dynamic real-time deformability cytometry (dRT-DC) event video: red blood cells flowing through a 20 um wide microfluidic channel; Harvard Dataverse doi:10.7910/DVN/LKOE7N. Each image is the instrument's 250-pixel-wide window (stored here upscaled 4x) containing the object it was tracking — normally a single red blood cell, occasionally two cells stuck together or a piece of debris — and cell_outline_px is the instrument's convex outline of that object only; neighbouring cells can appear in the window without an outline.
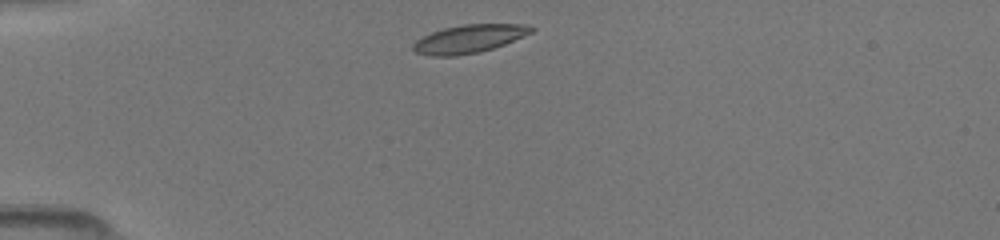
{"species": "common noctule bat (a hibernating species)", "species_latin": "Nyctalus noctula", "temperature_condition": "room temperature", "stored_images_in_passage": 37, "camera_frame_rate_fps": 3000, "um_per_image_px": 0.085, "animal": {"sex": "female", "body_mass_g": 19.5, "forearm_length_mm": 54.1}, "frame": {"image": 1, "passage_image": 1, "time_ms": 0.0, "image_size_px": [1000, 240], "cell_outline_px": [[536, 28], [532, 32], [504, 44], [480, 52], [456, 56], [428, 56], [416, 52], [412, 48], [412, 44], [416, 40], [432, 32], [444, 28], [464, 24], [528, 24]], "centroid_in_image_um": [39.86, 3.3], "position_along_channel_um": 45.1, "area_um2": 19.36}}
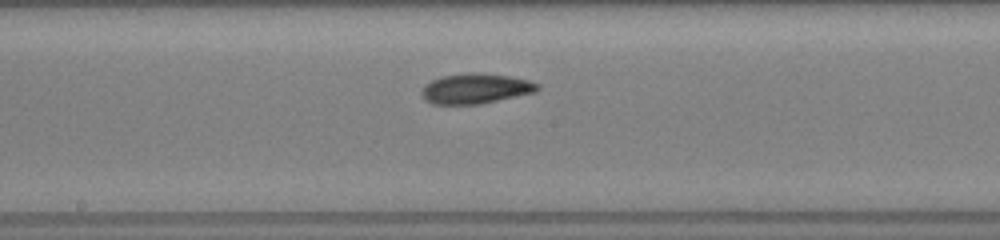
{"frame": {"image": 2, "passage_image": 15, "time_ms": 4.667, "image_size_px": [1000, 240], "cell_outline_px": [[540, 88], [536, 92], [480, 104], [432, 104], [420, 92], [432, 80], [440, 76], [472, 72], [476, 72], [508, 76], [528, 80], [540, 84]], "centroid_in_image_um": [40.47, 7.52], "position_along_channel_um": 207.7, "area_um2": 20.17}}
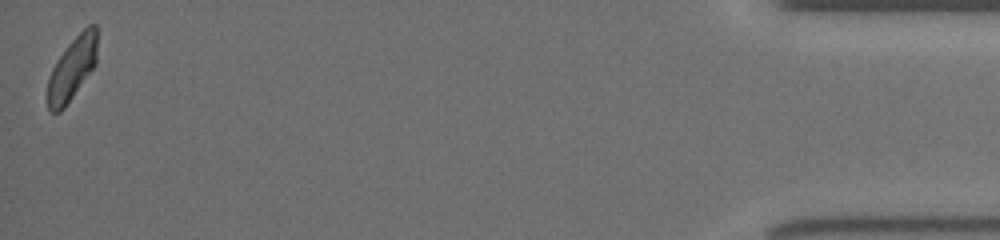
{"frame": {"image": 3, "passage_image": 37, "time_ms": 12.0, "image_size_px": [1000, 240], "cell_outline_px": [[96, 64], [64, 108], [60, 112], [52, 112], [48, 108], [48, 80], [52, 68], [56, 60], [68, 44], [88, 24], [96, 24]], "centroid_in_image_um": [6.13, 5.82], "position_along_channel_um": 429.1, "area_um2": 17.92}}